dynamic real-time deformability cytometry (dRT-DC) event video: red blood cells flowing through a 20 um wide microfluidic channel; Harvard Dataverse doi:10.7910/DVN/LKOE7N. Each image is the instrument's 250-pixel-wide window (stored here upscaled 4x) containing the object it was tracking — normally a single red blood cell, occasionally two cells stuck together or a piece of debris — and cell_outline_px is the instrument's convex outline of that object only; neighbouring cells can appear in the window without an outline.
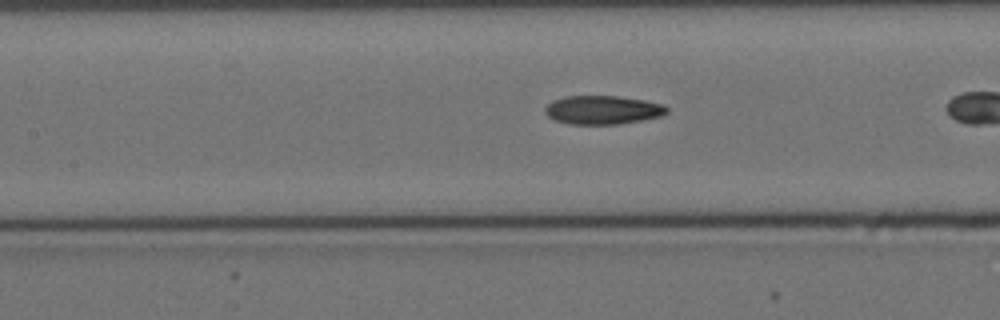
{"species": "Egyptian fruit bat (a non-hibernating species)", "species_latin": "Rousettus aegyptiacus", "temperature_condition": "cold", "stored_images_in_passage": 27, "segment_of_instrument_passage": [2, 2], "camera_frame_rate_fps": 3000, "um_per_image_px": 0.085, "animal": {"sex": "female"}, "frame": {"image": 1, "passage_image": 23, "time_ms": 7.333, "image_size_px": [1000, 320], "cell_outline_px": [[668, 112], [660, 116], [640, 120], [616, 124], [568, 124], [556, 120], [548, 116], [544, 112], [544, 108], [552, 100], [564, 96], [620, 96], [644, 100], [664, 104], [668, 108]], "centroid_in_image_um": [51.21, 9.33], "position_along_channel_um": 156.2, "area_um2": 20.35}}